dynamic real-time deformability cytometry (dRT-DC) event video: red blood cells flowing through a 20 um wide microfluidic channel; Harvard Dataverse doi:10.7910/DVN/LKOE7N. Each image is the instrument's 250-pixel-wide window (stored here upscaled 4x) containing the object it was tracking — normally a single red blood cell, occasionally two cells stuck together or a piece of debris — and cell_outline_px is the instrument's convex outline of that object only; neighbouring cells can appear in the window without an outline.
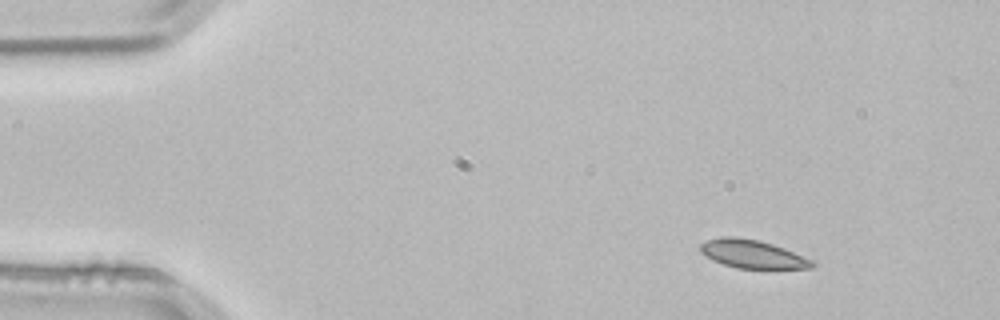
{"species": "common noctule bat (a hibernating species)", "species_latin": "Nyctalus noctula", "temperature_condition": "room temperature", "stored_images_in_passage": 2, "camera_frame_rate_fps": 3000, "um_per_image_px": 0.085, "animal": {"sex": "male", "body_mass_g": 21.5, "forearm_length_mm": 52.0}, "frame": {"image": 1, "passage_image": 1, "time_ms": 0.0, "image_size_px": [1000, 320], "cell_outline_px": [[816, 264], [812, 268], [736, 268], [712, 260], [704, 256], [700, 252], [700, 244], [708, 240], [720, 236], [736, 236], [760, 240], [784, 248], [816, 260]], "centroid_in_image_um": [63.97, 21.58], "position_along_channel_um": 21.0, "area_um2": 18.67}}